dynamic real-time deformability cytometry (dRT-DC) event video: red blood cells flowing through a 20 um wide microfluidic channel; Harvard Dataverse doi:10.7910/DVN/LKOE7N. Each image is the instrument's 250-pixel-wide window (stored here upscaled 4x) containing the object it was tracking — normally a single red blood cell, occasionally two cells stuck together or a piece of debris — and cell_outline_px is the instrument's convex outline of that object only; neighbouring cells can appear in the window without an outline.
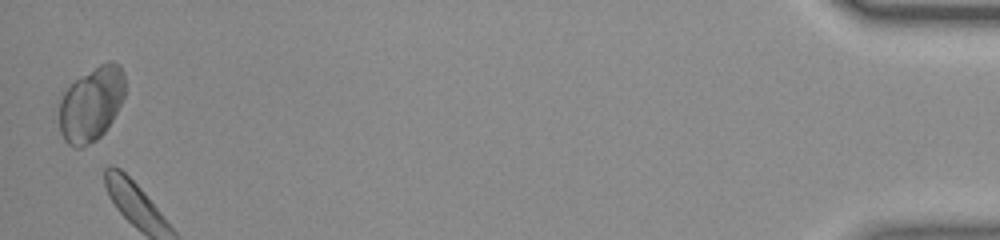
{"species": "common noctule bat (a hibernating species)", "species_latin": "Nyctalus noctula", "temperature_condition": "room temperature", "stored_images_in_passage": 42, "camera_frame_rate_fps": 3000, "um_per_image_px": 0.085, "animal": {"sex": "female", "body_mass_g": 23.0, "forearm_length_mm": 53.4}, "frame": {"image": 1, "passage_image": 42, "time_ms": 13.667, "image_size_px": [1000, 240], "cell_outline_px": [[124, 96], [112, 120], [104, 132], [96, 140], [80, 148], [76, 148], [68, 144], [64, 140], [60, 132], [60, 100], [64, 92], [76, 80], [100, 64], [108, 60], [112, 60], [120, 64], [124, 72]], "centroid_in_image_um": [7.77, 8.84], "position_along_channel_um": 427.4, "area_um2": 28.32}}